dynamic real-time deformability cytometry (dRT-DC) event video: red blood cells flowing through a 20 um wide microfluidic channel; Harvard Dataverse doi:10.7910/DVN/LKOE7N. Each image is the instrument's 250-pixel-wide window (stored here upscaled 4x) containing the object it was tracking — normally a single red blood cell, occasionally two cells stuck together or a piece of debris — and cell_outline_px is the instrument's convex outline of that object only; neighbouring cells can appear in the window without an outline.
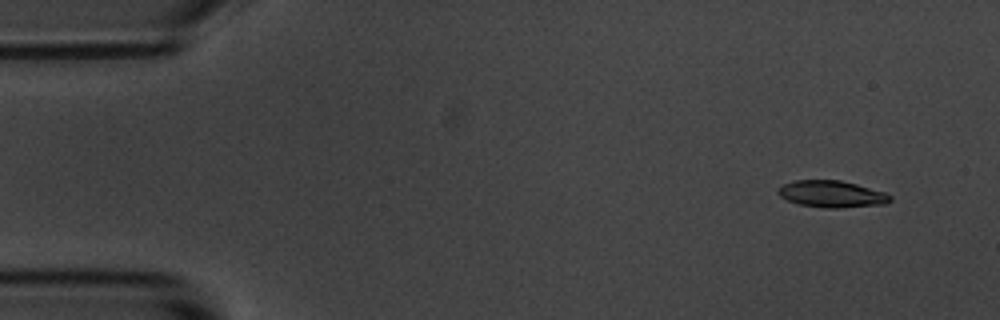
{"species": "common noctule bat (a hibernating species)", "species_latin": "Nyctalus noctula", "temperature_condition": "room temperature", "stored_images_in_passage": 5, "camera_frame_rate_fps": 3000, "um_per_image_px": 0.085, "animal": {"sex": "male", "body_mass_g": 20.1, "forearm_length_mm": 53.5}, "frame": {"image": 1, "passage_image": 2, "time_ms": 0.333, "image_size_px": [1000, 320], "cell_outline_px": [[892, 200], [884, 204], [840, 208], [824, 208], [800, 204], [788, 200], [780, 196], [776, 192], [776, 188], [784, 184], [796, 180], [840, 180], [856, 184], [884, 192], [892, 196]], "centroid_in_image_um": [70.68, 16.49], "position_along_channel_um": 14.3, "area_um2": 17.46}}
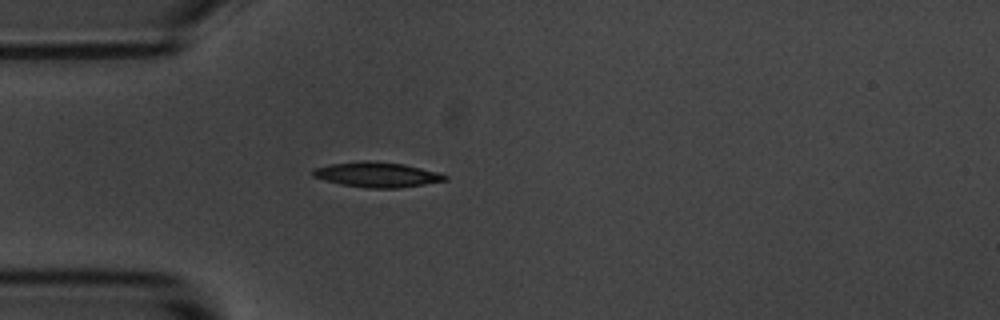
{"frame": {"image": 2, "passage_image": 5, "time_ms": 1.333, "image_size_px": [1000, 320], "cell_outline_px": [[448, 180], [400, 188], [368, 188], [340, 184], [324, 180], [312, 176], [312, 168], [328, 164], [364, 160], [368, 160], [404, 164], [440, 172], [448, 176]], "centroid_in_image_um": [32.04, 14.83], "position_along_channel_um": 53.0, "area_um2": 19.54}}